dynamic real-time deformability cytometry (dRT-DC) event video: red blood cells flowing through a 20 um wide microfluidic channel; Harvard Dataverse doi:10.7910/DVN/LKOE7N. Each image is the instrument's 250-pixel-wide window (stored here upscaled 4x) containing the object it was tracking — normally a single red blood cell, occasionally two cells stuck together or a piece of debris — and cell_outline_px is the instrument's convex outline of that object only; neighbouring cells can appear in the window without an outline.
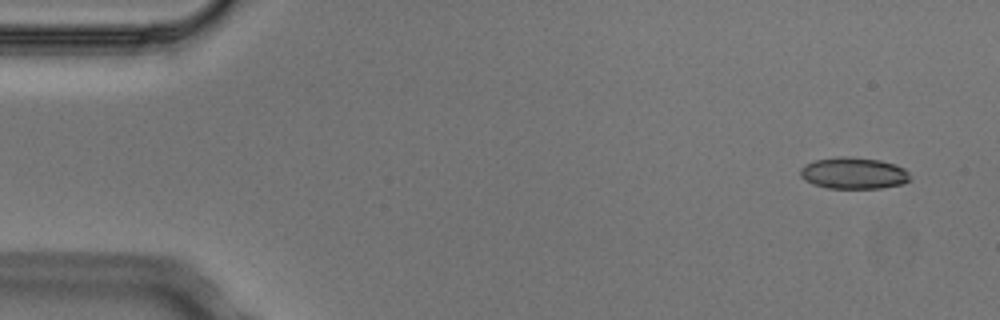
{"species": "Egyptian fruit bat (a non-hibernating species)", "species_latin": "Rousettus aegyptiacus", "temperature_condition": "cold", "stored_images_in_passage": 5, "camera_frame_rate_fps": 3000, "um_per_image_px": 0.085, "animal": {"sex": "male"}, "frame": {"image": 1, "passage_image": 1, "time_ms": 0.0, "image_size_px": [1000, 320], "cell_outline_px": [[912, 180], [904, 184], [880, 188], [828, 188], [812, 184], [804, 180], [800, 176], [800, 168], [804, 164], [816, 160], [836, 156], [844, 156], [880, 160], [896, 164], [904, 168], [908, 172]], "centroid_in_image_um": [72.56, 14.72], "position_along_channel_um": 12.4, "area_um2": 20.46}}
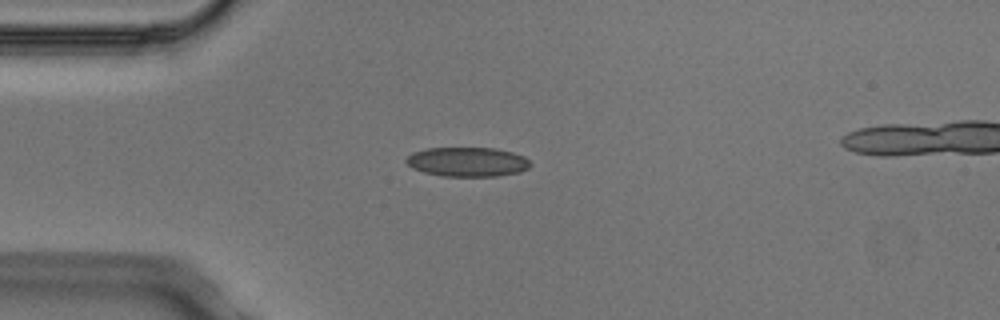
{"frame": {"image": 2, "passage_image": 4, "time_ms": 1.0, "image_size_px": [1000, 320], "cell_outline_px": [[532, 164], [528, 168], [520, 172], [496, 176], [444, 176], [424, 172], [412, 168], [404, 160], [412, 152], [428, 148], [496, 148], [512, 152], [524, 156]], "centroid_in_image_um": [39.74, 13.75], "position_along_channel_um": 45.3, "area_um2": 21.27}}